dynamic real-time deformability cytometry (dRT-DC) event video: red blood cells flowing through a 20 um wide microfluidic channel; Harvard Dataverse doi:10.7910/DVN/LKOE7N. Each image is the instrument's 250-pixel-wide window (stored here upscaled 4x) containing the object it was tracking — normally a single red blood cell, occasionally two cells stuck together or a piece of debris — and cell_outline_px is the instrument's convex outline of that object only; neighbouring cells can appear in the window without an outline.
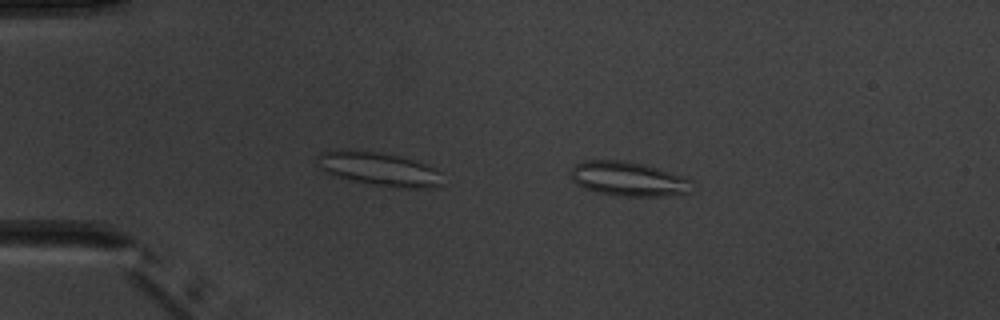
{"species": "common noctule bat (a hibernating species)", "species_latin": "Nyctalus noctula", "temperature_condition": "warm", "stored_images_in_passage": 5, "camera_frame_rate_fps": 3000, "um_per_image_px": 0.085, "animal": {"sex": "male", "body_mass_g": 20.1, "forearm_length_mm": 53.5}, "frame": {"image": 1, "passage_image": 1, "time_ms": 0.0, "image_size_px": [1000, 320], "cell_outline_px": [[692, 192], [668, 196], [620, 196], [596, 192], [584, 188], [576, 184], [572, 180], [572, 168], [576, 164], [584, 160], [620, 160], [644, 164], [684, 176], [692, 180]], "centroid_in_image_um": [53.44, 15.21], "position_along_channel_um": 31.6, "area_um2": 24.45}}
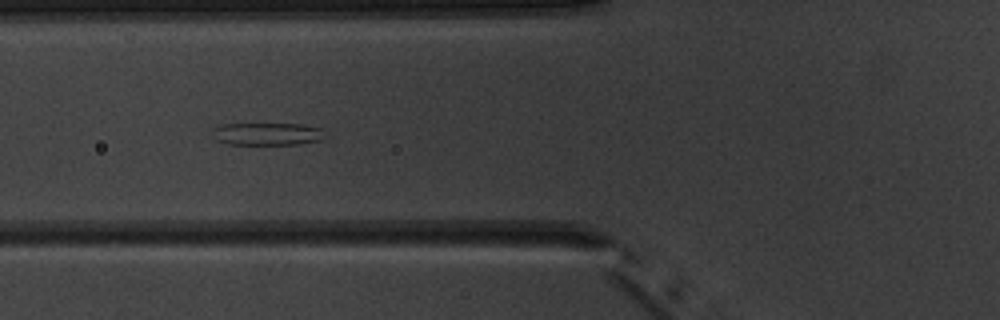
{"frame": {"image": 2, "passage_image": 3, "time_ms": 3.333, "image_size_px": [1000, 320], "cell_outline_px": [[324, 128], [320, 140], [300, 144], [228, 144], [216, 140], [212, 128], [220, 124], [304, 124]], "centroid_in_image_um": [22.71, 11.37], "position_along_channel_um": 103.1, "area_um2": 14.74}}
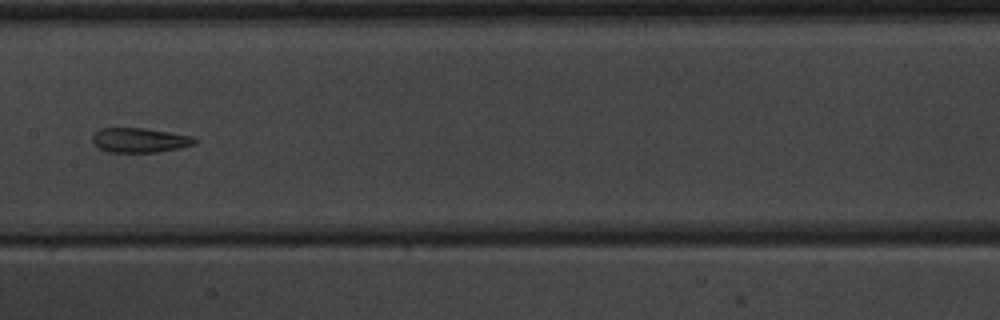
{"frame": {"image": 3, "passage_image": 5, "time_ms": 5.667, "image_size_px": [1000, 320], "cell_outline_px": [[200, 140], [196, 144], [156, 152], [108, 152], [100, 148], [92, 140], [92, 132], [100, 128], [144, 128], [192, 136]], "centroid_in_image_um": [11.87, 11.9], "position_along_channel_um": 195.5, "area_um2": 14.62}}